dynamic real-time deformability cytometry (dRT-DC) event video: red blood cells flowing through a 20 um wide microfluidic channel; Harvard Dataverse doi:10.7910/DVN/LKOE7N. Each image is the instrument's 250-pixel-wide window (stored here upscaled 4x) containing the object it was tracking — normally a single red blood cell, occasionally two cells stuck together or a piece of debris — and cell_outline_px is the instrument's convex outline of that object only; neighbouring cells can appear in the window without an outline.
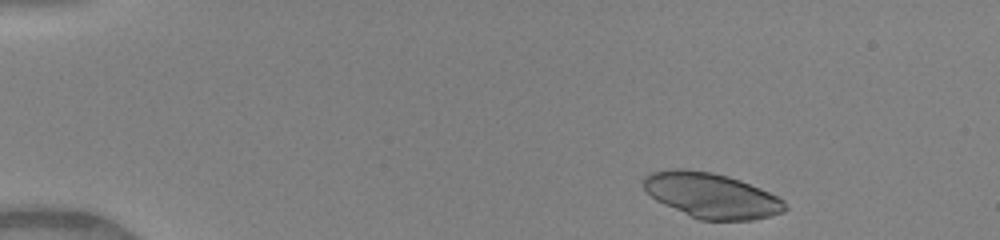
{"species": "human", "species_latin": "Homo sapiens", "temperature_condition": "warm", "stored_images_in_passage": 39, "camera_frame_rate_fps": 3000, "um_per_image_px": 0.085, "donor": {"sex": "female"}, "frame": {"image": 1, "passage_image": 2, "time_ms": 0.333, "image_size_px": [1000, 240], "cell_outline_px": [[788, 208], [784, 212], [752, 220], [700, 220], [664, 204], [656, 200], [644, 188], [644, 176], [652, 172], [672, 168], [684, 168], [712, 172], [728, 176], [740, 180], [760, 188], [784, 200]], "centroid_in_image_um": [60.48, 16.6], "position_along_channel_um": 24.5, "area_um2": 37.05}}
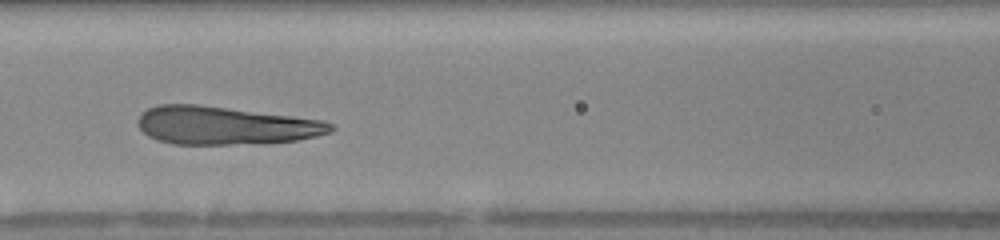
{"frame": {"image": 2, "passage_image": 18, "time_ms": 5.667, "image_size_px": [1000, 240], "cell_outline_px": [[336, 128], [332, 132], [316, 136], [296, 140], [228, 144], [172, 144], [156, 140], [148, 136], [136, 124], [136, 120], [140, 112], [148, 108], [160, 104], [200, 104], [292, 116], [320, 120], [332, 124]], "centroid_in_image_um": [19.06, 10.65], "position_along_channel_um": 147.5, "area_um2": 42.71}}
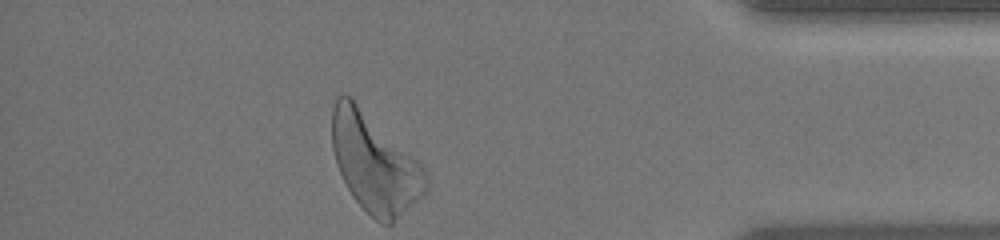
{"frame": {"image": 3, "passage_image": 39, "time_ms": 12.667, "image_size_px": [1000, 240], "cell_outline_px": [[428, 188], [424, 196], [392, 224], [380, 224], [352, 196], [336, 164], [332, 148], [332, 108], [336, 96], [340, 92], [344, 92], [352, 96], [428, 172]], "centroid_in_image_um": [31.84, 13.84], "position_along_channel_um": 403.4, "area_um2": 53.99}}